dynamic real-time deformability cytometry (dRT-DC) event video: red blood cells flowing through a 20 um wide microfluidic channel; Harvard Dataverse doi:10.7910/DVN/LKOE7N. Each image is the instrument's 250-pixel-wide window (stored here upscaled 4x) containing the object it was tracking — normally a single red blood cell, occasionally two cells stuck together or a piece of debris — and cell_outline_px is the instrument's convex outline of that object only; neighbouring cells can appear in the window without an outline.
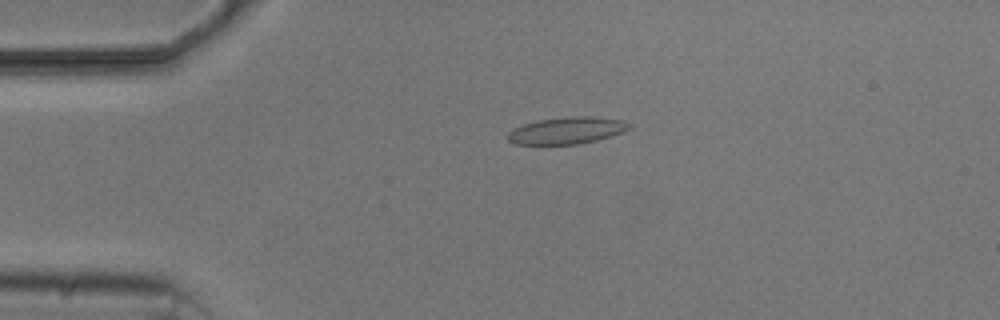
{"species": "common noctule bat (a hibernating species)", "species_latin": "Nyctalus noctula", "temperature_condition": "cold", "stored_images_in_passage": 5, "camera_frame_rate_fps": 3000, "um_per_image_px": 0.085, "animal": {"sex": "male", "body_mass_g": 20.5, "forearm_length_mm": 52.5}, "frame": {"image": 1, "passage_image": 4, "time_ms": 3.333, "image_size_px": [1000, 320], "cell_outline_px": [[632, 124], [628, 128], [620, 132], [596, 140], [576, 144], [516, 144], [508, 140], [508, 132], [512, 128], [536, 120], [568, 116], [596, 116], [624, 120]], "centroid_in_image_um": [48.15, 11.07], "position_along_channel_um": 36.8, "area_um2": 18.96}}